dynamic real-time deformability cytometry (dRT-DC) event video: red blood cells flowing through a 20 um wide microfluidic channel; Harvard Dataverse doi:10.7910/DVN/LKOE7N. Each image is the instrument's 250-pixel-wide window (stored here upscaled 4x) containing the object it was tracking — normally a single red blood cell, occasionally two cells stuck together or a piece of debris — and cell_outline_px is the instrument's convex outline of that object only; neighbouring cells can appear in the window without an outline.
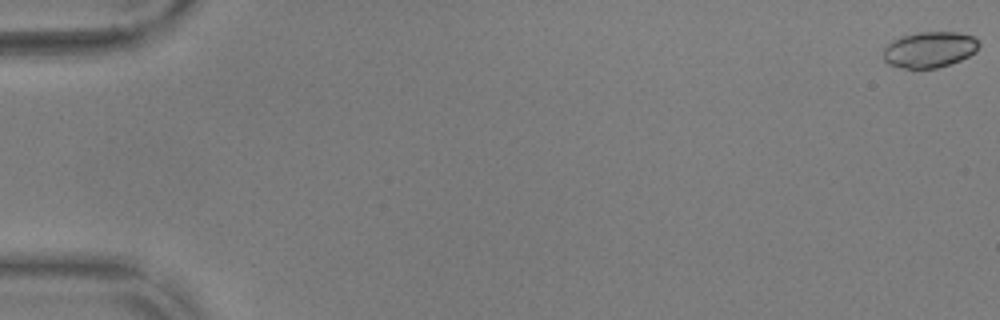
{"species": "common noctule bat (a hibernating species)", "species_latin": "Nyctalus noctula", "temperature_condition": "warm", "stored_images_in_passage": 23, "camera_frame_rate_fps": 3000, "um_per_image_px": 0.085, "animal": {"sex": "male", "body_mass_g": 17.9, "forearm_length_mm": 54.2}, "frame": {"image": 1, "passage_image": 1, "time_ms": 0.0, "image_size_px": [1000, 320], "cell_outline_px": [[980, 44], [976, 52], [952, 64], [936, 68], [904, 68], [888, 64], [884, 60], [884, 48], [892, 40], [904, 36], [920, 32], [956, 32], [972, 36], [980, 40]], "centroid_in_image_um": [79.04, 4.22], "position_along_channel_um": 6.0, "area_um2": 20.0}}
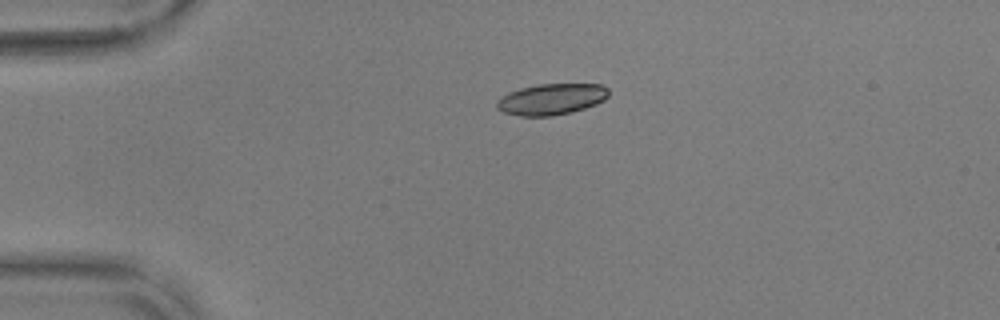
{"frame": {"image": 2, "passage_image": 14, "time_ms": 4.333, "image_size_px": [1000, 320], "cell_outline_px": [[608, 96], [604, 100], [596, 104], [584, 108], [552, 116], [520, 116], [504, 112], [496, 108], [496, 100], [500, 96], [508, 92], [520, 88], [540, 84], [600, 84], [608, 88]], "centroid_in_image_um": [46.83, 8.42], "position_along_channel_um": 38.2, "area_um2": 20.29}}